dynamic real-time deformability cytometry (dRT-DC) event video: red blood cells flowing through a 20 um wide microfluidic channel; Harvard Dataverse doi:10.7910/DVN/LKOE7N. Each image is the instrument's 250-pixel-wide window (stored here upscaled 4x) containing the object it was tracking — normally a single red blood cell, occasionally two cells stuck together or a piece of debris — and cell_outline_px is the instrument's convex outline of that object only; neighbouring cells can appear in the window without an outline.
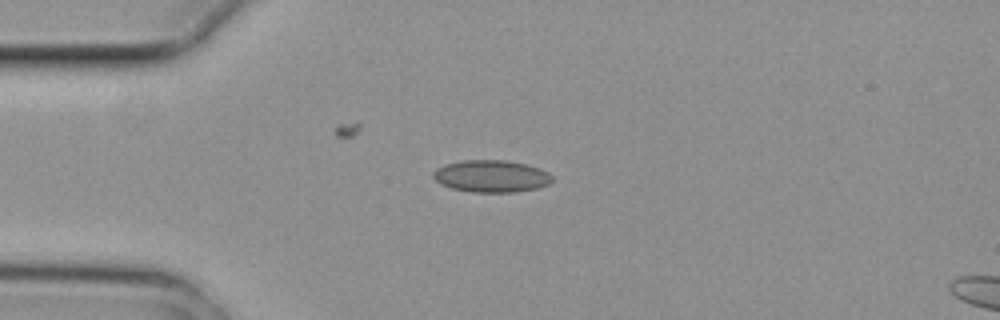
{"species": "common noctule bat (a hibernating species)", "species_latin": "Nyctalus noctula", "temperature_condition": "cold", "stored_images_in_passage": 3, "camera_frame_rate_fps": 3000, "um_per_image_px": 0.085, "animal": {"sex": "female", "body_mass_g": 29.2, "forearm_length_mm": 56.3}, "frame": {"image": 1, "passage_image": 1, "time_ms": 0.0, "image_size_px": [1000, 320], "cell_outline_px": [[552, 180], [548, 184], [536, 188], [516, 192], [472, 192], [452, 188], [440, 184], [432, 176], [432, 172], [436, 168], [444, 164], [464, 160], [504, 160], [524, 164], [540, 168], [548, 172], [552, 176]], "centroid_in_image_um": [41.73, 14.97], "position_along_channel_um": 43.3, "area_um2": 22.25}}
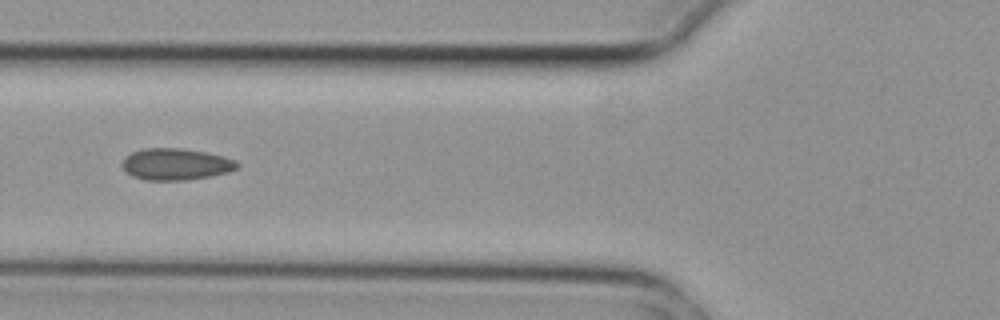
{"frame": {"image": 2, "passage_image": 3, "time_ms": 0.667, "image_size_px": [1000, 320], "cell_outline_px": [[240, 168], [228, 172], [212, 176], [188, 180], [144, 180], [132, 176], [120, 164], [132, 152], [144, 148], [180, 148], [204, 152], [236, 160], [240, 164]], "centroid_in_image_um": [14.98, 13.97], "position_along_channel_um": 110.8, "area_um2": 21.15}}